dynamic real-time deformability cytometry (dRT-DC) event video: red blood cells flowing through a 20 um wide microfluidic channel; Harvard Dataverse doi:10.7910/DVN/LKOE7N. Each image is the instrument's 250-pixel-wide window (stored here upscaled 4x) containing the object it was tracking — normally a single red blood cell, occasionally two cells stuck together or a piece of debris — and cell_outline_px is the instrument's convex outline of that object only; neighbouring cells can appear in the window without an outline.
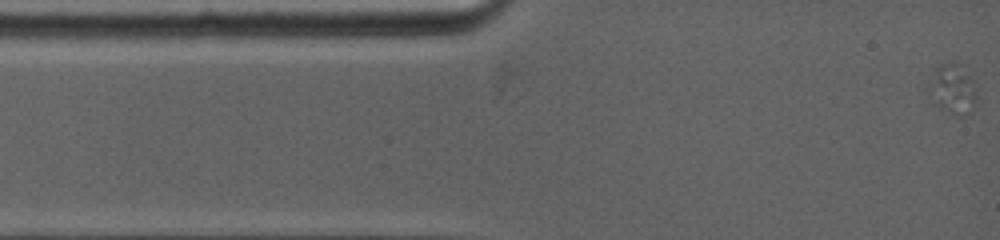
{"species": "common noctule bat (a hibernating species)", "species_latin": "Nyctalus noctula", "temperature_condition": "warm", "stored_images_in_passage": 34, "camera_frame_rate_fps": 5000, "um_per_image_px": 0.085, "animal": {"sex": "female", "body_mass_g": 19.0, "forearm_length_mm": 53.3}, "frame": {"image": 1, "passage_image": 1, "time_ms": 0.0, "image_size_px": [1000, 240], "cell_outline_px": [[976, 100], [972, 108], [960, 116], [952, 116], [940, 108], [936, 104], [924, 88], [928, 76], [940, 64], [948, 60], [956, 60], [960, 64], [972, 80], [976, 96]], "centroid_in_image_um": [80.87, 7.51], "position_along_channel_um": 4.1, "area_um2": 14.45}}
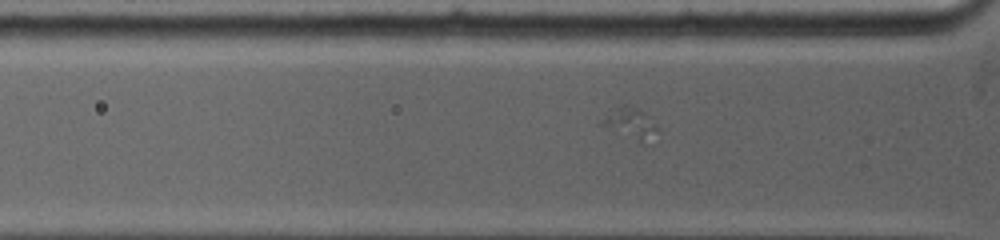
{"frame": {"image": 2, "passage_image": 10, "time_ms": 3.2, "image_size_px": [1000, 240], "cell_outline_px": [[660, 128], [636, 144], [596, 124], [600, 120], [616, 108], [624, 104], [644, 112]], "centroid_in_image_um": [53.47, 10.51], "position_along_channel_um": 72.3, "area_um2": 10.0}}